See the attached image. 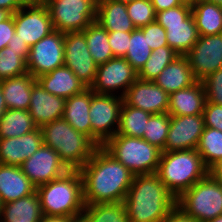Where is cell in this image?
Masks as SVG:
<instances>
[{
	"mask_svg": "<svg viewBox=\"0 0 222 222\" xmlns=\"http://www.w3.org/2000/svg\"><path fill=\"white\" fill-rule=\"evenodd\" d=\"M191 7L199 36L222 34V6L196 0Z\"/></svg>",
	"mask_w": 222,
	"mask_h": 222,
	"instance_id": "f1b7e54d",
	"label": "cell"
},
{
	"mask_svg": "<svg viewBox=\"0 0 222 222\" xmlns=\"http://www.w3.org/2000/svg\"><path fill=\"white\" fill-rule=\"evenodd\" d=\"M98 0H46L54 30L83 31L96 21Z\"/></svg>",
	"mask_w": 222,
	"mask_h": 222,
	"instance_id": "9c48e42d",
	"label": "cell"
},
{
	"mask_svg": "<svg viewBox=\"0 0 222 222\" xmlns=\"http://www.w3.org/2000/svg\"><path fill=\"white\" fill-rule=\"evenodd\" d=\"M108 32H132L136 27L127 12L126 3L114 0H98L96 21Z\"/></svg>",
	"mask_w": 222,
	"mask_h": 222,
	"instance_id": "d4e9b609",
	"label": "cell"
},
{
	"mask_svg": "<svg viewBox=\"0 0 222 222\" xmlns=\"http://www.w3.org/2000/svg\"><path fill=\"white\" fill-rule=\"evenodd\" d=\"M209 222H222V214L210 220Z\"/></svg>",
	"mask_w": 222,
	"mask_h": 222,
	"instance_id": "11a10c76",
	"label": "cell"
},
{
	"mask_svg": "<svg viewBox=\"0 0 222 222\" xmlns=\"http://www.w3.org/2000/svg\"><path fill=\"white\" fill-rule=\"evenodd\" d=\"M168 94L188 88L197 82L188 58L177 56L154 80Z\"/></svg>",
	"mask_w": 222,
	"mask_h": 222,
	"instance_id": "cb8c5ba5",
	"label": "cell"
},
{
	"mask_svg": "<svg viewBox=\"0 0 222 222\" xmlns=\"http://www.w3.org/2000/svg\"><path fill=\"white\" fill-rule=\"evenodd\" d=\"M7 109L8 108H7V105H6V102H5V98H4V95H3V90H2V87H1V83H0V120L4 116Z\"/></svg>",
	"mask_w": 222,
	"mask_h": 222,
	"instance_id": "816d5d0a",
	"label": "cell"
},
{
	"mask_svg": "<svg viewBox=\"0 0 222 222\" xmlns=\"http://www.w3.org/2000/svg\"><path fill=\"white\" fill-rule=\"evenodd\" d=\"M114 1H119V2H123V3H128V2H131V1H134V0H114Z\"/></svg>",
	"mask_w": 222,
	"mask_h": 222,
	"instance_id": "680465c9",
	"label": "cell"
},
{
	"mask_svg": "<svg viewBox=\"0 0 222 222\" xmlns=\"http://www.w3.org/2000/svg\"><path fill=\"white\" fill-rule=\"evenodd\" d=\"M36 187L20 166L0 164V200L2 204L27 197Z\"/></svg>",
	"mask_w": 222,
	"mask_h": 222,
	"instance_id": "7402d4cb",
	"label": "cell"
},
{
	"mask_svg": "<svg viewBox=\"0 0 222 222\" xmlns=\"http://www.w3.org/2000/svg\"><path fill=\"white\" fill-rule=\"evenodd\" d=\"M206 103L204 84L197 81L192 86L169 94L168 114L184 116L203 114Z\"/></svg>",
	"mask_w": 222,
	"mask_h": 222,
	"instance_id": "44dd1931",
	"label": "cell"
},
{
	"mask_svg": "<svg viewBox=\"0 0 222 222\" xmlns=\"http://www.w3.org/2000/svg\"><path fill=\"white\" fill-rule=\"evenodd\" d=\"M36 80L46 91L64 99L79 94L88 88L66 66L40 75Z\"/></svg>",
	"mask_w": 222,
	"mask_h": 222,
	"instance_id": "603a6c76",
	"label": "cell"
},
{
	"mask_svg": "<svg viewBox=\"0 0 222 222\" xmlns=\"http://www.w3.org/2000/svg\"><path fill=\"white\" fill-rule=\"evenodd\" d=\"M88 50L97 65L104 64L114 57L108 42V31L97 22L83 30Z\"/></svg>",
	"mask_w": 222,
	"mask_h": 222,
	"instance_id": "d6a6232c",
	"label": "cell"
},
{
	"mask_svg": "<svg viewBox=\"0 0 222 222\" xmlns=\"http://www.w3.org/2000/svg\"><path fill=\"white\" fill-rule=\"evenodd\" d=\"M102 148L133 175L156 173L162 152L143 138L124 135H114L102 145Z\"/></svg>",
	"mask_w": 222,
	"mask_h": 222,
	"instance_id": "8992f818",
	"label": "cell"
},
{
	"mask_svg": "<svg viewBox=\"0 0 222 222\" xmlns=\"http://www.w3.org/2000/svg\"><path fill=\"white\" fill-rule=\"evenodd\" d=\"M85 204L124 202L134 175L102 147L79 169Z\"/></svg>",
	"mask_w": 222,
	"mask_h": 222,
	"instance_id": "6da1fadb",
	"label": "cell"
},
{
	"mask_svg": "<svg viewBox=\"0 0 222 222\" xmlns=\"http://www.w3.org/2000/svg\"><path fill=\"white\" fill-rule=\"evenodd\" d=\"M155 21L165 29L168 46L179 56H185L199 38L191 5L159 11Z\"/></svg>",
	"mask_w": 222,
	"mask_h": 222,
	"instance_id": "ba28073f",
	"label": "cell"
},
{
	"mask_svg": "<svg viewBox=\"0 0 222 222\" xmlns=\"http://www.w3.org/2000/svg\"><path fill=\"white\" fill-rule=\"evenodd\" d=\"M11 15L10 11L0 8V23L8 19Z\"/></svg>",
	"mask_w": 222,
	"mask_h": 222,
	"instance_id": "f5cc1de1",
	"label": "cell"
},
{
	"mask_svg": "<svg viewBox=\"0 0 222 222\" xmlns=\"http://www.w3.org/2000/svg\"><path fill=\"white\" fill-rule=\"evenodd\" d=\"M184 4L193 5L196 0H180Z\"/></svg>",
	"mask_w": 222,
	"mask_h": 222,
	"instance_id": "db71d44e",
	"label": "cell"
},
{
	"mask_svg": "<svg viewBox=\"0 0 222 222\" xmlns=\"http://www.w3.org/2000/svg\"><path fill=\"white\" fill-rule=\"evenodd\" d=\"M30 73L1 80V87L8 109L28 110L33 84L36 82Z\"/></svg>",
	"mask_w": 222,
	"mask_h": 222,
	"instance_id": "83f0119b",
	"label": "cell"
},
{
	"mask_svg": "<svg viewBox=\"0 0 222 222\" xmlns=\"http://www.w3.org/2000/svg\"><path fill=\"white\" fill-rule=\"evenodd\" d=\"M64 106V98L49 93L38 81L33 84L28 111L38 128L62 119Z\"/></svg>",
	"mask_w": 222,
	"mask_h": 222,
	"instance_id": "d6986e66",
	"label": "cell"
},
{
	"mask_svg": "<svg viewBox=\"0 0 222 222\" xmlns=\"http://www.w3.org/2000/svg\"><path fill=\"white\" fill-rule=\"evenodd\" d=\"M64 66V33L52 31L30 47L27 69L34 78Z\"/></svg>",
	"mask_w": 222,
	"mask_h": 222,
	"instance_id": "4fadbf2b",
	"label": "cell"
},
{
	"mask_svg": "<svg viewBox=\"0 0 222 222\" xmlns=\"http://www.w3.org/2000/svg\"><path fill=\"white\" fill-rule=\"evenodd\" d=\"M209 173L222 183V161L218 162L214 167H212L209 170Z\"/></svg>",
	"mask_w": 222,
	"mask_h": 222,
	"instance_id": "f907efd6",
	"label": "cell"
},
{
	"mask_svg": "<svg viewBox=\"0 0 222 222\" xmlns=\"http://www.w3.org/2000/svg\"><path fill=\"white\" fill-rule=\"evenodd\" d=\"M138 79V72L124 57H113L98 65L90 89L97 94L123 97L127 89Z\"/></svg>",
	"mask_w": 222,
	"mask_h": 222,
	"instance_id": "7c38bea8",
	"label": "cell"
},
{
	"mask_svg": "<svg viewBox=\"0 0 222 222\" xmlns=\"http://www.w3.org/2000/svg\"><path fill=\"white\" fill-rule=\"evenodd\" d=\"M42 222H80V217L43 216Z\"/></svg>",
	"mask_w": 222,
	"mask_h": 222,
	"instance_id": "681fc988",
	"label": "cell"
},
{
	"mask_svg": "<svg viewBox=\"0 0 222 222\" xmlns=\"http://www.w3.org/2000/svg\"><path fill=\"white\" fill-rule=\"evenodd\" d=\"M1 209H2V202L0 200V214H1Z\"/></svg>",
	"mask_w": 222,
	"mask_h": 222,
	"instance_id": "91938a15",
	"label": "cell"
},
{
	"mask_svg": "<svg viewBox=\"0 0 222 222\" xmlns=\"http://www.w3.org/2000/svg\"><path fill=\"white\" fill-rule=\"evenodd\" d=\"M204 128L203 114L170 116V126L163 151L196 149Z\"/></svg>",
	"mask_w": 222,
	"mask_h": 222,
	"instance_id": "e0dca14e",
	"label": "cell"
},
{
	"mask_svg": "<svg viewBox=\"0 0 222 222\" xmlns=\"http://www.w3.org/2000/svg\"><path fill=\"white\" fill-rule=\"evenodd\" d=\"M197 81L222 68V34L199 36L185 55Z\"/></svg>",
	"mask_w": 222,
	"mask_h": 222,
	"instance_id": "9a60e30c",
	"label": "cell"
},
{
	"mask_svg": "<svg viewBox=\"0 0 222 222\" xmlns=\"http://www.w3.org/2000/svg\"><path fill=\"white\" fill-rule=\"evenodd\" d=\"M7 47H10L14 52H19V55L27 61L30 47L25 43V41H22L20 38H18L17 34L13 35Z\"/></svg>",
	"mask_w": 222,
	"mask_h": 222,
	"instance_id": "f6af8a7d",
	"label": "cell"
},
{
	"mask_svg": "<svg viewBox=\"0 0 222 222\" xmlns=\"http://www.w3.org/2000/svg\"><path fill=\"white\" fill-rule=\"evenodd\" d=\"M28 72L27 61L10 47L0 50V81L18 77Z\"/></svg>",
	"mask_w": 222,
	"mask_h": 222,
	"instance_id": "74e56055",
	"label": "cell"
},
{
	"mask_svg": "<svg viewBox=\"0 0 222 222\" xmlns=\"http://www.w3.org/2000/svg\"><path fill=\"white\" fill-rule=\"evenodd\" d=\"M206 1H209V2H212V3L217 4L219 6H222V0H206Z\"/></svg>",
	"mask_w": 222,
	"mask_h": 222,
	"instance_id": "9f6ffc18",
	"label": "cell"
},
{
	"mask_svg": "<svg viewBox=\"0 0 222 222\" xmlns=\"http://www.w3.org/2000/svg\"><path fill=\"white\" fill-rule=\"evenodd\" d=\"M127 12L136 28L155 22L156 12L151 0H134L126 3Z\"/></svg>",
	"mask_w": 222,
	"mask_h": 222,
	"instance_id": "f35d334b",
	"label": "cell"
},
{
	"mask_svg": "<svg viewBox=\"0 0 222 222\" xmlns=\"http://www.w3.org/2000/svg\"><path fill=\"white\" fill-rule=\"evenodd\" d=\"M151 115L147 111L131 107L123 102L119 127L115 135L143 138L148 119Z\"/></svg>",
	"mask_w": 222,
	"mask_h": 222,
	"instance_id": "1f68e13d",
	"label": "cell"
},
{
	"mask_svg": "<svg viewBox=\"0 0 222 222\" xmlns=\"http://www.w3.org/2000/svg\"><path fill=\"white\" fill-rule=\"evenodd\" d=\"M15 34L13 15L0 23V50L7 47L9 41Z\"/></svg>",
	"mask_w": 222,
	"mask_h": 222,
	"instance_id": "ee69618b",
	"label": "cell"
},
{
	"mask_svg": "<svg viewBox=\"0 0 222 222\" xmlns=\"http://www.w3.org/2000/svg\"><path fill=\"white\" fill-rule=\"evenodd\" d=\"M20 168L36 188L60 178L70 170L60 159L59 154L45 145L25 160Z\"/></svg>",
	"mask_w": 222,
	"mask_h": 222,
	"instance_id": "2e32d148",
	"label": "cell"
},
{
	"mask_svg": "<svg viewBox=\"0 0 222 222\" xmlns=\"http://www.w3.org/2000/svg\"><path fill=\"white\" fill-rule=\"evenodd\" d=\"M208 173L197 149L162 151L156 172L176 199Z\"/></svg>",
	"mask_w": 222,
	"mask_h": 222,
	"instance_id": "277c9868",
	"label": "cell"
},
{
	"mask_svg": "<svg viewBox=\"0 0 222 222\" xmlns=\"http://www.w3.org/2000/svg\"><path fill=\"white\" fill-rule=\"evenodd\" d=\"M43 145L51 147L70 170H79L92 157L98 146L75 130L63 118L41 127Z\"/></svg>",
	"mask_w": 222,
	"mask_h": 222,
	"instance_id": "5b68a950",
	"label": "cell"
},
{
	"mask_svg": "<svg viewBox=\"0 0 222 222\" xmlns=\"http://www.w3.org/2000/svg\"><path fill=\"white\" fill-rule=\"evenodd\" d=\"M37 128L28 110L7 109L0 120V138L20 137Z\"/></svg>",
	"mask_w": 222,
	"mask_h": 222,
	"instance_id": "4dcf8cb0",
	"label": "cell"
},
{
	"mask_svg": "<svg viewBox=\"0 0 222 222\" xmlns=\"http://www.w3.org/2000/svg\"><path fill=\"white\" fill-rule=\"evenodd\" d=\"M25 3L45 2L46 0H23Z\"/></svg>",
	"mask_w": 222,
	"mask_h": 222,
	"instance_id": "6f0895ef",
	"label": "cell"
},
{
	"mask_svg": "<svg viewBox=\"0 0 222 222\" xmlns=\"http://www.w3.org/2000/svg\"><path fill=\"white\" fill-rule=\"evenodd\" d=\"M203 117L205 127L222 131V105L206 101Z\"/></svg>",
	"mask_w": 222,
	"mask_h": 222,
	"instance_id": "7bdbcfd3",
	"label": "cell"
},
{
	"mask_svg": "<svg viewBox=\"0 0 222 222\" xmlns=\"http://www.w3.org/2000/svg\"><path fill=\"white\" fill-rule=\"evenodd\" d=\"M151 3L156 13L182 4L180 0H151Z\"/></svg>",
	"mask_w": 222,
	"mask_h": 222,
	"instance_id": "7dc6e473",
	"label": "cell"
},
{
	"mask_svg": "<svg viewBox=\"0 0 222 222\" xmlns=\"http://www.w3.org/2000/svg\"><path fill=\"white\" fill-rule=\"evenodd\" d=\"M123 102V97L116 95H92L89 111L91 140L98 147L117 133Z\"/></svg>",
	"mask_w": 222,
	"mask_h": 222,
	"instance_id": "30bf717a",
	"label": "cell"
},
{
	"mask_svg": "<svg viewBox=\"0 0 222 222\" xmlns=\"http://www.w3.org/2000/svg\"><path fill=\"white\" fill-rule=\"evenodd\" d=\"M206 101L222 105V68L210 74L203 81Z\"/></svg>",
	"mask_w": 222,
	"mask_h": 222,
	"instance_id": "ab89813d",
	"label": "cell"
},
{
	"mask_svg": "<svg viewBox=\"0 0 222 222\" xmlns=\"http://www.w3.org/2000/svg\"><path fill=\"white\" fill-rule=\"evenodd\" d=\"M13 15L15 34L31 47L54 31L45 2L25 3Z\"/></svg>",
	"mask_w": 222,
	"mask_h": 222,
	"instance_id": "8fae6325",
	"label": "cell"
},
{
	"mask_svg": "<svg viewBox=\"0 0 222 222\" xmlns=\"http://www.w3.org/2000/svg\"><path fill=\"white\" fill-rule=\"evenodd\" d=\"M169 126L170 115L168 113L152 114L148 119L143 139L163 151L166 144Z\"/></svg>",
	"mask_w": 222,
	"mask_h": 222,
	"instance_id": "8d00e7d4",
	"label": "cell"
},
{
	"mask_svg": "<svg viewBox=\"0 0 222 222\" xmlns=\"http://www.w3.org/2000/svg\"><path fill=\"white\" fill-rule=\"evenodd\" d=\"M123 101L134 108L151 114L168 112L169 94L154 81L137 79L126 91Z\"/></svg>",
	"mask_w": 222,
	"mask_h": 222,
	"instance_id": "ac0fdd59",
	"label": "cell"
},
{
	"mask_svg": "<svg viewBox=\"0 0 222 222\" xmlns=\"http://www.w3.org/2000/svg\"><path fill=\"white\" fill-rule=\"evenodd\" d=\"M43 219L37 192L2 204L0 222H39Z\"/></svg>",
	"mask_w": 222,
	"mask_h": 222,
	"instance_id": "4316f807",
	"label": "cell"
},
{
	"mask_svg": "<svg viewBox=\"0 0 222 222\" xmlns=\"http://www.w3.org/2000/svg\"><path fill=\"white\" fill-rule=\"evenodd\" d=\"M124 204L130 222H161L176 206V197L156 173L134 175Z\"/></svg>",
	"mask_w": 222,
	"mask_h": 222,
	"instance_id": "7a4b0ae2",
	"label": "cell"
},
{
	"mask_svg": "<svg viewBox=\"0 0 222 222\" xmlns=\"http://www.w3.org/2000/svg\"><path fill=\"white\" fill-rule=\"evenodd\" d=\"M131 32H108V42L114 57H125L129 48Z\"/></svg>",
	"mask_w": 222,
	"mask_h": 222,
	"instance_id": "b9f144b4",
	"label": "cell"
},
{
	"mask_svg": "<svg viewBox=\"0 0 222 222\" xmlns=\"http://www.w3.org/2000/svg\"><path fill=\"white\" fill-rule=\"evenodd\" d=\"M176 205L198 222H209L222 214V183L208 173L184 191Z\"/></svg>",
	"mask_w": 222,
	"mask_h": 222,
	"instance_id": "52a82bcc",
	"label": "cell"
},
{
	"mask_svg": "<svg viewBox=\"0 0 222 222\" xmlns=\"http://www.w3.org/2000/svg\"><path fill=\"white\" fill-rule=\"evenodd\" d=\"M152 54V50L140 28L131 32L129 48L125 55L126 61L139 72Z\"/></svg>",
	"mask_w": 222,
	"mask_h": 222,
	"instance_id": "d590c367",
	"label": "cell"
},
{
	"mask_svg": "<svg viewBox=\"0 0 222 222\" xmlns=\"http://www.w3.org/2000/svg\"><path fill=\"white\" fill-rule=\"evenodd\" d=\"M23 0H0V8L10 11L12 14L23 7Z\"/></svg>",
	"mask_w": 222,
	"mask_h": 222,
	"instance_id": "c3c4849f",
	"label": "cell"
},
{
	"mask_svg": "<svg viewBox=\"0 0 222 222\" xmlns=\"http://www.w3.org/2000/svg\"><path fill=\"white\" fill-rule=\"evenodd\" d=\"M64 66L88 88L91 87L98 65L88 50L83 31L64 33Z\"/></svg>",
	"mask_w": 222,
	"mask_h": 222,
	"instance_id": "5bb4252c",
	"label": "cell"
},
{
	"mask_svg": "<svg viewBox=\"0 0 222 222\" xmlns=\"http://www.w3.org/2000/svg\"><path fill=\"white\" fill-rule=\"evenodd\" d=\"M140 29L143 31L144 36L147 38V42L152 51L162 46H168L166 31L156 21L140 27Z\"/></svg>",
	"mask_w": 222,
	"mask_h": 222,
	"instance_id": "60d3db41",
	"label": "cell"
},
{
	"mask_svg": "<svg viewBox=\"0 0 222 222\" xmlns=\"http://www.w3.org/2000/svg\"><path fill=\"white\" fill-rule=\"evenodd\" d=\"M177 56L178 54L169 46H162L153 50L149 59L138 72V78L146 81H154L161 71Z\"/></svg>",
	"mask_w": 222,
	"mask_h": 222,
	"instance_id": "e575fe53",
	"label": "cell"
},
{
	"mask_svg": "<svg viewBox=\"0 0 222 222\" xmlns=\"http://www.w3.org/2000/svg\"><path fill=\"white\" fill-rule=\"evenodd\" d=\"M43 145L41 128L13 138H0V164L20 166Z\"/></svg>",
	"mask_w": 222,
	"mask_h": 222,
	"instance_id": "ffe728a7",
	"label": "cell"
},
{
	"mask_svg": "<svg viewBox=\"0 0 222 222\" xmlns=\"http://www.w3.org/2000/svg\"><path fill=\"white\" fill-rule=\"evenodd\" d=\"M95 92L90 88L65 99L63 119L75 130L91 139L90 104Z\"/></svg>",
	"mask_w": 222,
	"mask_h": 222,
	"instance_id": "484cf974",
	"label": "cell"
},
{
	"mask_svg": "<svg viewBox=\"0 0 222 222\" xmlns=\"http://www.w3.org/2000/svg\"><path fill=\"white\" fill-rule=\"evenodd\" d=\"M196 149L210 170L222 161V131L205 127Z\"/></svg>",
	"mask_w": 222,
	"mask_h": 222,
	"instance_id": "836d02e7",
	"label": "cell"
},
{
	"mask_svg": "<svg viewBox=\"0 0 222 222\" xmlns=\"http://www.w3.org/2000/svg\"><path fill=\"white\" fill-rule=\"evenodd\" d=\"M43 216L80 217L85 203L83 181L79 170L66 174L36 188Z\"/></svg>",
	"mask_w": 222,
	"mask_h": 222,
	"instance_id": "3957f363",
	"label": "cell"
},
{
	"mask_svg": "<svg viewBox=\"0 0 222 222\" xmlns=\"http://www.w3.org/2000/svg\"><path fill=\"white\" fill-rule=\"evenodd\" d=\"M80 222H130L124 202L85 204Z\"/></svg>",
	"mask_w": 222,
	"mask_h": 222,
	"instance_id": "f546056e",
	"label": "cell"
},
{
	"mask_svg": "<svg viewBox=\"0 0 222 222\" xmlns=\"http://www.w3.org/2000/svg\"><path fill=\"white\" fill-rule=\"evenodd\" d=\"M161 222H198L193 217L185 214L177 205L168 213Z\"/></svg>",
	"mask_w": 222,
	"mask_h": 222,
	"instance_id": "bcb514c9",
	"label": "cell"
}]
</instances>
